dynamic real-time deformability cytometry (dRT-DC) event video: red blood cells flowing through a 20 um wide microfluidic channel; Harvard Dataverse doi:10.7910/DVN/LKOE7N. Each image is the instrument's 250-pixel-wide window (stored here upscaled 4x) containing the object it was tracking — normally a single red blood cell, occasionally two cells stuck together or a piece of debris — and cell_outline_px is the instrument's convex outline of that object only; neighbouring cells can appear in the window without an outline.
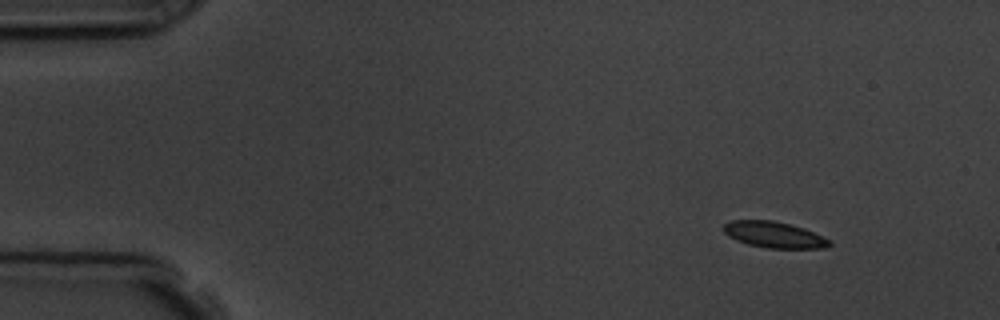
{"species": "common noctule bat (a hibernating species)", "species_latin": "Nyctalus noctula", "temperature_condition": "room temperature", "stored_images_in_passage": 5, "camera_frame_rate_fps": 3000, "um_per_image_px": 0.085, "animal": {"sex": "male", "body_mass_g": 19.5, "forearm_length_mm": 54.6}, "frame": {"image": 1, "passage_image": 1, "time_ms": 0.0, "image_size_px": [1000, 320], "cell_outline_px": [[832, 244], [824, 248], [768, 248], [748, 244], [736, 240], [728, 236], [724, 232], [724, 224], [732, 220], [772, 220], [804, 228], [832, 240]], "centroid_in_image_um": [65.82, 19.95], "position_along_channel_um": 19.2, "area_um2": 16.07}}
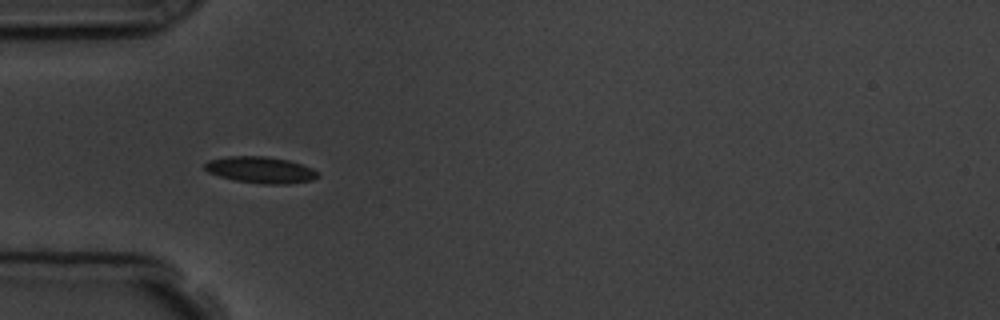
{"frame": {"image": 2, "passage_image": 4, "time_ms": 3.667, "image_size_px": [1000, 320], "cell_outline_px": [[320, 176], [312, 180], [288, 184], [264, 184], [236, 180], [220, 176], [208, 172], [204, 168], [204, 164], [208, 160], [228, 156], [264, 156], [288, 160], [312, 168]], "centroid_in_image_um": [22.14, 14.44], "position_along_channel_um": 62.9, "area_um2": 17.28}}